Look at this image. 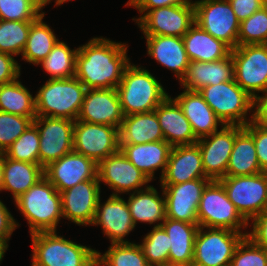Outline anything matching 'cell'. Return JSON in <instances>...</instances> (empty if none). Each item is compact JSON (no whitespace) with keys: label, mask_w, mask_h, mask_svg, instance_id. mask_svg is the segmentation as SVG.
Returning a JSON list of instances; mask_svg holds the SVG:
<instances>
[{"label":"cell","mask_w":267,"mask_h":266,"mask_svg":"<svg viewBox=\"0 0 267 266\" xmlns=\"http://www.w3.org/2000/svg\"><path fill=\"white\" fill-rule=\"evenodd\" d=\"M128 44L94 37L78 47L75 77L86 89H111L120 84L130 58Z\"/></svg>","instance_id":"cell-1"},{"label":"cell","mask_w":267,"mask_h":266,"mask_svg":"<svg viewBox=\"0 0 267 266\" xmlns=\"http://www.w3.org/2000/svg\"><path fill=\"white\" fill-rule=\"evenodd\" d=\"M116 90L124 116L153 111L169 96L158 78L131 62Z\"/></svg>","instance_id":"cell-2"},{"label":"cell","mask_w":267,"mask_h":266,"mask_svg":"<svg viewBox=\"0 0 267 266\" xmlns=\"http://www.w3.org/2000/svg\"><path fill=\"white\" fill-rule=\"evenodd\" d=\"M14 203L28 221L30 234L57 231L63 218L61 195L45 176Z\"/></svg>","instance_id":"cell-3"},{"label":"cell","mask_w":267,"mask_h":266,"mask_svg":"<svg viewBox=\"0 0 267 266\" xmlns=\"http://www.w3.org/2000/svg\"><path fill=\"white\" fill-rule=\"evenodd\" d=\"M31 266H95L97 250L58 235L57 231L31 235Z\"/></svg>","instance_id":"cell-4"},{"label":"cell","mask_w":267,"mask_h":266,"mask_svg":"<svg viewBox=\"0 0 267 266\" xmlns=\"http://www.w3.org/2000/svg\"><path fill=\"white\" fill-rule=\"evenodd\" d=\"M86 87L74 76L48 79L35 94L36 116L77 120Z\"/></svg>","instance_id":"cell-5"},{"label":"cell","mask_w":267,"mask_h":266,"mask_svg":"<svg viewBox=\"0 0 267 266\" xmlns=\"http://www.w3.org/2000/svg\"><path fill=\"white\" fill-rule=\"evenodd\" d=\"M199 93L224 125L246 126L251 122L252 115L249 118L248 112H252L253 97L234 79L207 85Z\"/></svg>","instance_id":"cell-6"},{"label":"cell","mask_w":267,"mask_h":266,"mask_svg":"<svg viewBox=\"0 0 267 266\" xmlns=\"http://www.w3.org/2000/svg\"><path fill=\"white\" fill-rule=\"evenodd\" d=\"M199 227L242 232L249 223L242 217L219 180H211L203 190L198 207Z\"/></svg>","instance_id":"cell-7"},{"label":"cell","mask_w":267,"mask_h":266,"mask_svg":"<svg viewBox=\"0 0 267 266\" xmlns=\"http://www.w3.org/2000/svg\"><path fill=\"white\" fill-rule=\"evenodd\" d=\"M248 232L199 227L194 243L192 266L230 265L234 251Z\"/></svg>","instance_id":"cell-8"},{"label":"cell","mask_w":267,"mask_h":266,"mask_svg":"<svg viewBox=\"0 0 267 266\" xmlns=\"http://www.w3.org/2000/svg\"><path fill=\"white\" fill-rule=\"evenodd\" d=\"M229 200L249 223L267 209V173L249 176H225L219 180Z\"/></svg>","instance_id":"cell-9"},{"label":"cell","mask_w":267,"mask_h":266,"mask_svg":"<svg viewBox=\"0 0 267 266\" xmlns=\"http://www.w3.org/2000/svg\"><path fill=\"white\" fill-rule=\"evenodd\" d=\"M195 23L221 40L231 50L238 45L240 21L228 0H197L194 2Z\"/></svg>","instance_id":"cell-10"},{"label":"cell","mask_w":267,"mask_h":266,"mask_svg":"<svg viewBox=\"0 0 267 266\" xmlns=\"http://www.w3.org/2000/svg\"><path fill=\"white\" fill-rule=\"evenodd\" d=\"M230 53L235 82L251 97L267 91V44L237 45Z\"/></svg>","instance_id":"cell-11"},{"label":"cell","mask_w":267,"mask_h":266,"mask_svg":"<svg viewBox=\"0 0 267 266\" xmlns=\"http://www.w3.org/2000/svg\"><path fill=\"white\" fill-rule=\"evenodd\" d=\"M119 129L110 125L76 120L73 129V151L97 164L119 151Z\"/></svg>","instance_id":"cell-12"},{"label":"cell","mask_w":267,"mask_h":266,"mask_svg":"<svg viewBox=\"0 0 267 266\" xmlns=\"http://www.w3.org/2000/svg\"><path fill=\"white\" fill-rule=\"evenodd\" d=\"M33 123L40 134L39 164L43 168L73 151L74 120L37 116Z\"/></svg>","instance_id":"cell-13"},{"label":"cell","mask_w":267,"mask_h":266,"mask_svg":"<svg viewBox=\"0 0 267 266\" xmlns=\"http://www.w3.org/2000/svg\"><path fill=\"white\" fill-rule=\"evenodd\" d=\"M97 177L99 183L113 190L110 195L133 193L148 187L151 182L120 150L98 163Z\"/></svg>","instance_id":"cell-14"},{"label":"cell","mask_w":267,"mask_h":266,"mask_svg":"<svg viewBox=\"0 0 267 266\" xmlns=\"http://www.w3.org/2000/svg\"><path fill=\"white\" fill-rule=\"evenodd\" d=\"M194 23L191 3L149 10L136 24L144 35L183 37Z\"/></svg>","instance_id":"cell-15"},{"label":"cell","mask_w":267,"mask_h":266,"mask_svg":"<svg viewBox=\"0 0 267 266\" xmlns=\"http://www.w3.org/2000/svg\"><path fill=\"white\" fill-rule=\"evenodd\" d=\"M210 179H194L179 184H160L164 192L166 218L198 223V207Z\"/></svg>","instance_id":"cell-16"},{"label":"cell","mask_w":267,"mask_h":266,"mask_svg":"<svg viewBox=\"0 0 267 266\" xmlns=\"http://www.w3.org/2000/svg\"><path fill=\"white\" fill-rule=\"evenodd\" d=\"M235 137L236 125H224L211 135L197 140L204 173L210 180H220L226 176Z\"/></svg>","instance_id":"cell-17"},{"label":"cell","mask_w":267,"mask_h":266,"mask_svg":"<svg viewBox=\"0 0 267 266\" xmlns=\"http://www.w3.org/2000/svg\"><path fill=\"white\" fill-rule=\"evenodd\" d=\"M98 164L72 151L44 168V176L59 193L86 180H98Z\"/></svg>","instance_id":"cell-18"},{"label":"cell","mask_w":267,"mask_h":266,"mask_svg":"<svg viewBox=\"0 0 267 266\" xmlns=\"http://www.w3.org/2000/svg\"><path fill=\"white\" fill-rule=\"evenodd\" d=\"M100 193L99 180H86L62 191L60 195L63 219L78 226H90L95 217Z\"/></svg>","instance_id":"cell-19"},{"label":"cell","mask_w":267,"mask_h":266,"mask_svg":"<svg viewBox=\"0 0 267 266\" xmlns=\"http://www.w3.org/2000/svg\"><path fill=\"white\" fill-rule=\"evenodd\" d=\"M124 114L116 88L86 89L77 120L88 123L121 126Z\"/></svg>","instance_id":"cell-20"},{"label":"cell","mask_w":267,"mask_h":266,"mask_svg":"<svg viewBox=\"0 0 267 266\" xmlns=\"http://www.w3.org/2000/svg\"><path fill=\"white\" fill-rule=\"evenodd\" d=\"M92 225L102 227L111 243H130L124 238L136 227L128 204L120 195H110L103 204L99 198Z\"/></svg>","instance_id":"cell-21"},{"label":"cell","mask_w":267,"mask_h":266,"mask_svg":"<svg viewBox=\"0 0 267 266\" xmlns=\"http://www.w3.org/2000/svg\"><path fill=\"white\" fill-rule=\"evenodd\" d=\"M194 179H209L202 165V156L197 143L172 147L161 184H179Z\"/></svg>","instance_id":"cell-22"},{"label":"cell","mask_w":267,"mask_h":266,"mask_svg":"<svg viewBox=\"0 0 267 266\" xmlns=\"http://www.w3.org/2000/svg\"><path fill=\"white\" fill-rule=\"evenodd\" d=\"M147 55L174 73L179 82L184 77L189 59L182 37L144 35Z\"/></svg>","instance_id":"cell-23"},{"label":"cell","mask_w":267,"mask_h":266,"mask_svg":"<svg viewBox=\"0 0 267 266\" xmlns=\"http://www.w3.org/2000/svg\"><path fill=\"white\" fill-rule=\"evenodd\" d=\"M170 96L154 110L164 140L172 147L197 143L198 139L194 135L190 122L178 103Z\"/></svg>","instance_id":"cell-24"},{"label":"cell","mask_w":267,"mask_h":266,"mask_svg":"<svg viewBox=\"0 0 267 266\" xmlns=\"http://www.w3.org/2000/svg\"><path fill=\"white\" fill-rule=\"evenodd\" d=\"M119 147L124 156L150 181L155 178V172L159 168L161 179L172 150V146L165 140L141 144H119Z\"/></svg>","instance_id":"cell-25"},{"label":"cell","mask_w":267,"mask_h":266,"mask_svg":"<svg viewBox=\"0 0 267 266\" xmlns=\"http://www.w3.org/2000/svg\"><path fill=\"white\" fill-rule=\"evenodd\" d=\"M234 79V64L231 53L215 62L191 61L179 82L183 89L199 91L207 85H217Z\"/></svg>","instance_id":"cell-26"},{"label":"cell","mask_w":267,"mask_h":266,"mask_svg":"<svg viewBox=\"0 0 267 266\" xmlns=\"http://www.w3.org/2000/svg\"><path fill=\"white\" fill-rule=\"evenodd\" d=\"M173 99L181 107L197 139L218 131L219 125L221 127L224 126L199 91L184 89L182 93Z\"/></svg>","instance_id":"cell-27"},{"label":"cell","mask_w":267,"mask_h":266,"mask_svg":"<svg viewBox=\"0 0 267 266\" xmlns=\"http://www.w3.org/2000/svg\"><path fill=\"white\" fill-rule=\"evenodd\" d=\"M161 226L169 236L168 264L192 266L194 243L199 229L198 223H187L166 218Z\"/></svg>","instance_id":"cell-28"},{"label":"cell","mask_w":267,"mask_h":266,"mask_svg":"<svg viewBox=\"0 0 267 266\" xmlns=\"http://www.w3.org/2000/svg\"><path fill=\"white\" fill-rule=\"evenodd\" d=\"M162 196L153 185L130 193L126 201L130 210L131 218L136 226L138 222L161 226L166 219V206L164 192Z\"/></svg>","instance_id":"cell-29"},{"label":"cell","mask_w":267,"mask_h":266,"mask_svg":"<svg viewBox=\"0 0 267 266\" xmlns=\"http://www.w3.org/2000/svg\"><path fill=\"white\" fill-rule=\"evenodd\" d=\"M189 61L215 62L226 58L231 49L196 23L182 37Z\"/></svg>","instance_id":"cell-30"},{"label":"cell","mask_w":267,"mask_h":266,"mask_svg":"<svg viewBox=\"0 0 267 266\" xmlns=\"http://www.w3.org/2000/svg\"><path fill=\"white\" fill-rule=\"evenodd\" d=\"M164 141L156 112L124 116L119 128V144H141Z\"/></svg>","instance_id":"cell-31"},{"label":"cell","mask_w":267,"mask_h":266,"mask_svg":"<svg viewBox=\"0 0 267 266\" xmlns=\"http://www.w3.org/2000/svg\"><path fill=\"white\" fill-rule=\"evenodd\" d=\"M44 177L40 164L15 161L3 154V184L1 191H10L15 201Z\"/></svg>","instance_id":"cell-32"},{"label":"cell","mask_w":267,"mask_h":266,"mask_svg":"<svg viewBox=\"0 0 267 266\" xmlns=\"http://www.w3.org/2000/svg\"><path fill=\"white\" fill-rule=\"evenodd\" d=\"M262 172L252 135L244 126L236 125V137L226 176H249Z\"/></svg>","instance_id":"cell-33"},{"label":"cell","mask_w":267,"mask_h":266,"mask_svg":"<svg viewBox=\"0 0 267 266\" xmlns=\"http://www.w3.org/2000/svg\"><path fill=\"white\" fill-rule=\"evenodd\" d=\"M44 16L45 12L31 23L28 39L21 54L22 60L36 66L47 57L59 41L50 26L43 22Z\"/></svg>","instance_id":"cell-34"},{"label":"cell","mask_w":267,"mask_h":266,"mask_svg":"<svg viewBox=\"0 0 267 266\" xmlns=\"http://www.w3.org/2000/svg\"><path fill=\"white\" fill-rule=\"evenodd\" d=\"M19 80L0 85V111L29 117L33 121L37 117L35 96Z\"/></svg>","instance_id":"cell-35"},{"label":"cell","mask_w":267,"mask_h":266,"mask_svg":"<svg viewBox=\"0 0 267 266\" xmlns=\"http://www.w3.org/2000/svg\"><path fill=\"white\" fill-rule=\"evenodd\" d=\"M78 48L71 49L66 42L58 41L47 57L38 65L49 74V79H67L76 74Z\"/></svg>","instance_id":"cell-36"},{"label":"cell","mask_w":267,"mask_h":266,"mask_svg":"<svg viewBox=\"0 0 267 266\" xmlns=\"http://www.w3.org/2000/svg\"><path fill=\"white\" fill-rule=\"evenodd\" d=\"M98 266H150L141 246L137 243H111L102 255L97 251Z\"/></svg>","instance_id":"cell-37"},{"label":"cell","mask_w":267,"mask_h":266,"mask_svg":"<svg viewBox=\"0 0 267 266\" xmlns=\"http://www.w3.org/2000/svg\"><path fill=\"white\" fill-rule=\"evenodd\" d=\"M33 21L0 20V52L21 55Z\"/></svg>","instance_id":"cell-38"},{"label":"cell","mask_w":267,"mask_h":266,"mask_svg":"<svg viewBox=\"0 0 267 266\" xmlns=\"http://www.w3.org/2000/svg\"><path fill=\"white\" fill-rule=\"evenodd\" d=\"M39 142V131L32 123L3 154L15 161L39 164Z\"/></svg>","instance_id":"cell-39"},{"label":"cell","mask_w":267,"mask_h":266,"mask_svg":"<svg viewBox=\"0 0 267 266\" xmlns=\"http://www.w3.org/2000/svg\"><path fill=\"white\" fill-rule=\"evenodd\" d=\"M142 239L139 245L150 266L168 264L169 236L162 226H154Z\"/></svg>","instance_id":"cell-40"},{"label":"cell","mask_w":267,"mask_h":266,"mask_svg":"<svg viewBox=\"0 0 267 266\" xmlns=\"http://www.w3.org/2000/svg\"><path fill=\"white\" fill-rule=\"evenodd\" d=\"M267 44V11L263 7L240 22L238 45Z\"/></svg>","instance_id":"cell-41"},{"label":"cell","mask_w":267,"mask_h":266,"mask_svg":"<svg viewBox=\"0 0 267 266\" xmlns=\"http://www.w3.org/2000/svg\"><path fill=\"white\" fill-rule=\"evenodd\" d=\"M43 7L35 0H0V20L35 21Z\"/></svg>","instance_id":"cell-42"},{"label":"cell","mask_w":267,"mask_h":266,"mask_svg":"<svg viewBox=\"0 0 267 266\" xmlns=\"http://www.w3.org/2000/svg\"><path fill=\"white\" fill-rule=\"evenodd\" d=\"M32 123L29 117L0 111V153H4Z\"/></svg>","instance_id":"cell-43"},{"label":"cell","mask_w":267,"mask_h":266,"mask_svg":"<svg viewBox=\"0 0 267 266\" xmlns=\"http://www.w3.org/2000/svg\"><path fill=\"white\" fill-rule=\"evenodd\" d=\"M230 266H267V250L245 236L237 245Z\"/></svg>","instance_id":"cell-44"},{"label":"cell","mask_w":267,"mask_h":266,"mask_svg":"<svg viewBox=\"0 0 267 266\" xmlns=\"http://www.w3.org/2000/svg\"><path fill=\"white\" fill-rule=\"evenodd\" d=\"M244 128L252 135L262 172L267 173V128L249 122Z\"/></svg>","instance_id":"cell-45"},{"label":"cell","mask_w":267,"mask_h":266,"mask_svg":"<svg viewBox=\"0 0 267 266\" xmlns=\"http://www.w3.org/2000/svg\"><path fill=\"white\" fill-rule=\"evenodd\" d=\"M192 0H128L125 6H131L136 8L139 14H142L139 18H132L136 23L149 11L159 7L191 4Z\"/></svg>","instance_id":"cell-46"},{"label":"cell","mask_w":267,"mask_h":266,"mask_svg":"<svg viewBox=\"0 0 267 266\" xmlns=\"http://www.w3.org/2000/svg\"><path fill=\"white\" fill-rule=\"evenodd\" d=\"M15 56L0 52V85L12 82L21 75V65Z\"/></svg>","instance_id":"cell-47"},{"label":"cell","mask_w":267,"mask_h":266,"mask_svg":"<svg viewBox=\"0 0 267 266\" xmlns=\"http://www.w3.org/2000/svg\"><path fill=\"white\" fill-rule=\"evenodd\" d=\"M252 231H248L247 236L257 245L267 250V209L258 214L252 223Z\"/></svg>","instance_id":"cell-48"},{"label":"cell","mask_w":267,"mask_h":266,"mask_svg":"<svg viewBox=\"0 0 267 266\" xmlns=\"http://www.w3.org/2000/svg\"><path fill=\"white\" fill-rule=\"evenodd\" d=\"M237 19L241 22L264 7V0H228Z\"/></svg>","instance_id":"cell-49"},{"label":"cell","mask_w":267,"mask_h":266,"mask_svg":"<svg viewBox=\"0 0 267 266\" xmlns=\"http://www.w3.org/2000/svg\"><path fill=\"white\" fill-rule=\"evenodd\" d=\"M19 226L9 209L0 200V240L8 245L12 233Z\"/></svg>","instance_id":"cell-50"},{"label":"cell","mask_w":267,"mask_h":266,"mask_svg":"<svg viewBox=\"0 0 267 266\" xmlns=\"http://www.w3.org/2000/svg\"><path fill=\"white\" fill-rule=\"evenodd\" d=\"M253 97L251 122L267 128V91Z\"/></svg>","instance_id":"cell-51"},{"label":"cell","mask_w":267,"mask_h":266,"mask_svg":"<svg viewBox=\"0 0 267 266\" xmlns=\"http://www.w3.org/2000/svg\"><path fill=\"white\" fill-rule=\"evenodd\" d=\"M8 247L9 246L4 241L0 240V264H1V261L3 260L5 251L8 249Z\"/></svg>","instance_id":"cell-52"},{"label":"cell","mask_w":267,"mask_h":266,"mask_svg":"<svg viewBox=\"0 0 267 266\" xmlns=\"http://www.w3.org/2000/svg\"><path fill=\"white\" fill-rule=\"evenodd\" d=\"M3 184V153H0V192Z\"/></svg>","instance_id":"cell-53"},{"label":"cell","mask_w":267,"mask_h":266,"mask_svg":"<svg viewBox=\"0 0 267 266\" xmlns=\"http://www.w3.org/2000/svg\"><path fill=\"white\" fill-rule=\"evenodd\" d=\"M37 1L43 8L47 6V4L51 3L52 0H35ZM54 6H60V0H55Z\"/></svg>","instance_id":"cell-54"},{"label":"cell","mask_w":267,"mask_h":266,"mask_svg":"<svg viewBox=\"0 0 267 266\" xmlns=\"http://www.w3.org/2000/svg\"><path fill=\"white\" fill-rule=\"evenodd\" d=\"M68 1H72V0H60V5H62L63 3H66Z\"/></svg>","instance_id":"cell-55"},{"label":"cell","mask_w":267,"mask_h":266,"mask_svg":"<svg viewBox=\"0 0 267 266\" xmlns=\"http://www.w3.org/2000/svg\"><path fill=\"white\" fill-rule=\"evenodd\" d=\"M154 266H177V265H172V264H164V265H154Z\"/></svg>","instance_id":"cell-56"},{"label":"cell","mask_w":267,"mask_h":266,"mask_svg":"<svg viewBox=\"0 0 267 266\" xmlns=\"http://www.w3.org/2000/svg\"><path fill=\"white\" fill-rule=\"evenodd\" d=\"M264 8L267 11V0H264Z\"/></svg>","instance_id":"cell-57"}]
</instances>
